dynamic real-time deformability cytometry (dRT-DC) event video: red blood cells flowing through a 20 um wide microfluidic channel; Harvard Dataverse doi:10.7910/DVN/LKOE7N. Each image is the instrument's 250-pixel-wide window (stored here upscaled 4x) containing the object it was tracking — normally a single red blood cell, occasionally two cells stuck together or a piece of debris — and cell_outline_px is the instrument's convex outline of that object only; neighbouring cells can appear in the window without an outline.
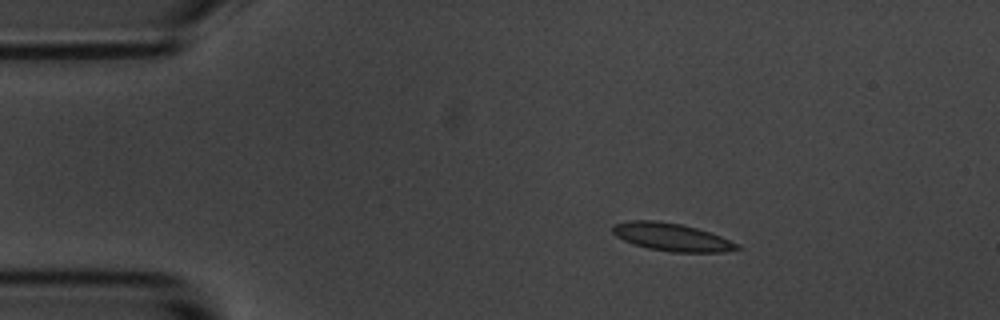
{"species": "common noctule bat (a hibernating species)", "species_latin": "Nyctalus noctula", "temperature_condition": "room temperature", "stored_images_in_passage": 5, "camera_frame_rate_fps": 3000, "um_per_image_px": 0.085, "animal": {"sex": "male", "body_mass_g": 20.1, "forearm_length_mm": 53.5}, "frame": {"image": 1, "passage_image": 2, "time_ms": 1.0, "image_size_px": [1000, 320], "cell_outline_px": [[744, 248], [724, 252], [672, 252], [648, 248], [632, 244], [616, 236], [612, 232], [612, 224], [628, 220], [656, 220], [680, 224], [696, 228], [720, 236], [740, 244]], "centroid_in_image_um": [57.09, 20.15], "position_along_channel_um": 27.9, "area_um2": 20.29}}
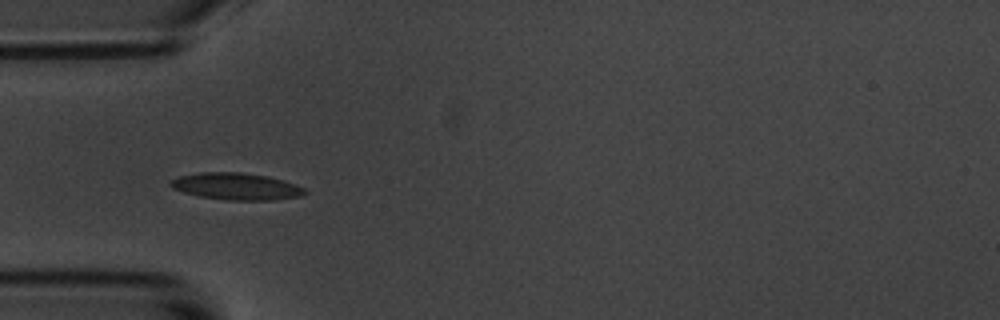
{"frame": {"image": 2, "passage_image": 4, "time_ms": 3.667, "image_size_px": [1000, 320], "cell_outline_px": [[308, 192], [300, 196], [272, 200], [228, 200], [196, 196], [172, 188], [168, 184], [168, 180], [180, 176], [200, 172], [240, 172], [268, 176], [284, 180], [296, 184], [304, 188]], "centroid_in_image_um": [20.06, 15.84], "position_along_channel_um": 64.9, "area_um2": 21.21}}